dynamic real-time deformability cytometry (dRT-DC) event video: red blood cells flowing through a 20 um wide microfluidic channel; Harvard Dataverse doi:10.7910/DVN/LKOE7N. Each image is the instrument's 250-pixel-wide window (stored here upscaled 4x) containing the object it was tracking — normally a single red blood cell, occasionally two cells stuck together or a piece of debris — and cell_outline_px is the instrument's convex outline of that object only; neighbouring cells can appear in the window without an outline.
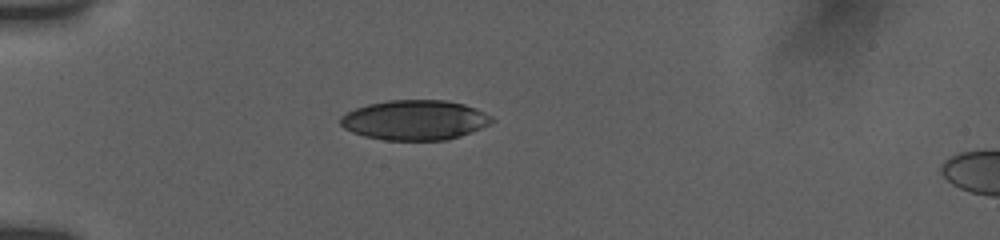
{"species": "human", "species_latin": "Homo sapiens", "temperature_condition": "room temperature", "stored_images_in_passage": 40, "camera_frame_rate_fps": 3000, "um_per_image_px": 0.085, "donor": {"sex": "female"}, "frame": {"image": 1, "passage_image": 1, "time_ms": 0.0, "image_size_px": [1000, 240], "cell_outline_px": [[492, 120], [488, 124], [480, 128], [460, 136], [448, 140], [384, 140], [364, 136], [352, 132], [344, 128], [340, 124], [340, 116], [356, 108], [368, 104], [388, 100], [444, 100], [464, 104], [476, 108], [492, 116]], "centroid_in_image_um": [35.23, 10.2], "position_along_channel_um": 49.8, "area_um2": 35.08}}
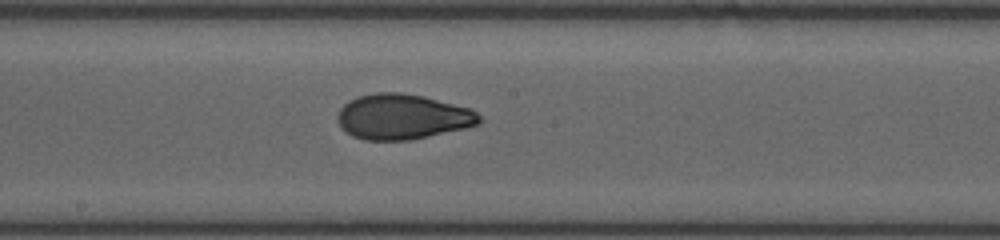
{"frame": {"image": 2, "passage_image": 16, "time_ms": 5.0, "image_size_px": [1000, 240], "cell_outline_px": [[480, 120], [476, 124], [464, 128], [408, 140], [364, 140], [352, 136], [336, 120], [336, 116], [340, 108], [348, 100], [360, 96], [376, 92], [400, 92], [424, 96], [472, 108], [480, 116]], "centroid_in_image_um": [34.19, 9.9], "position_along_channel_um": 214.0, "area_um2": 37.22}}
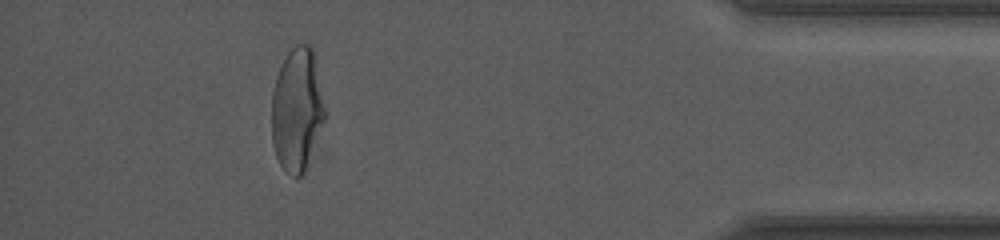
{"frame": {"image": 3, "passage_image": 35, "time_ms": 11.333, "image_size_px": [1000, 240], "cell_outline_px": [[328, 116], [304, 172], [300, 176], [296, 176], [284, 168], [280, 164], [276, 156], [272, 140], [272, 92], [276, 76], [288, 52], [296, 44], [312, 44], [316, 60], [328, 112]], "centroid_in_image_um": [25.3, 9.27], "position_along_channel_um": 409.9, "area_um2": 38.9}, "authors_computed_cell_mechanics": {"area_um2": 37.4255, "velocity_mm_per_s": 3.7822, "shape_relaxation_time_tau1_ms": 5.8152, "shape_relaxation_time_tau2_ms": 1.436, "deformation_change_tau1": 0.1864, "deformation_change_tau2": 0.0632}}